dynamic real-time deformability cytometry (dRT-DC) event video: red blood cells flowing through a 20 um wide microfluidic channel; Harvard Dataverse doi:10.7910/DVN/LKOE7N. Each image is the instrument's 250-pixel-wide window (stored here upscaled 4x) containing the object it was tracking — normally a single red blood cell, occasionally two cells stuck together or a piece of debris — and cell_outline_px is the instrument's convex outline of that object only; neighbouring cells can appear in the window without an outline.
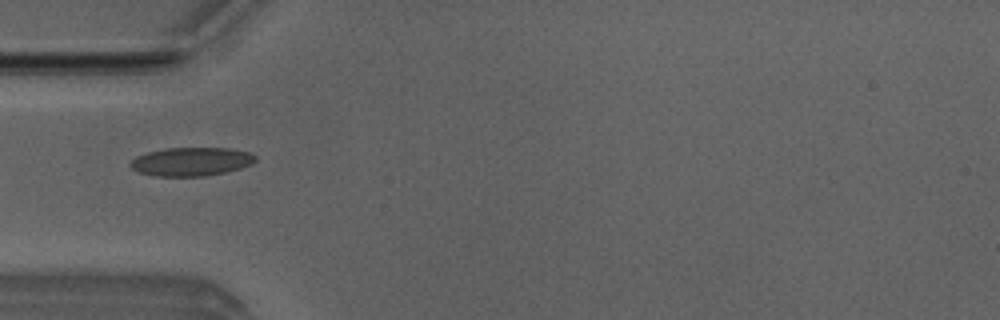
{"species": "Egyptian fruit bat (a non-hibernating species)", "species_latin": "Rousettus aegyptiacus", "temperature_condition": "room temperature", "stored_images_in_passage": 53, "camera_frame_rate_fps": 3000, "um_per_image_px": 0.085, "animal": {"sex": "male"}, "frame": {"image": 1, "passage_image": 17, "time_ms": 5.333, "image_size_px": [1000, 320], "cell_outline_px": [[256, 160], [252, 164], [240, 168], [224, 172], [204, 176], [152, 176], [136, 172], [128, 164], [136, 156], [148, 152], [164, 148], [228, 148], [248, 152], [256, 156]], "centroid_in_image_um": [16.21, 13.74], "position_along_channel_um": 68.8, "area_um2": 20.87}}
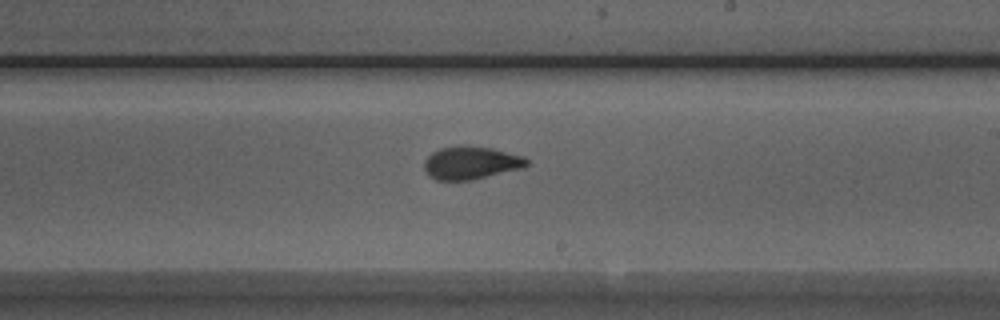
{"frame": {"image": 2, "passage_image": 31, "time_ms": 10.0, "image_size_px": [1000, 320], "cell_outline_px": [[528, 164], [524, 168], [472, 180], [436, 180], [428, 176], [424, 168], [424, 160], [432, 152], [440, 148], [492, 148], [524, 156], [528, 160]], "centroid_in_image_um": [40.04, 13.88], "position_along_channel_um": 249.0, "area_um2": 19.25}}
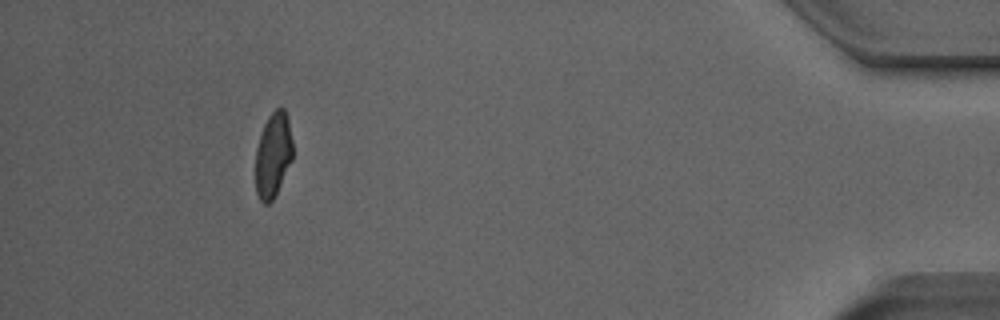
{"frame": {"image": 3, "passage_image": 49, "time_ms": 16.0, "image_size_px": [1000, 320], "cell_outline_px": [[292, 160], [272, 200], [268, 204], [264, 204], [260, 200], [256, 192], [256, 148], [264, 124], [268, 116], [276, 108], [284, 108], [288, 116], [292, 140]], "centroid_in_image_um": [23.21, 13.14], "position_along_channel_um": 412.0, "area_um2": 18.26}, "authors_computed_cell_mechanics": {"area_um2": 19.363, "velocity_mm_per_s": 3.8515, "shape_relaxation_time_tau1_ms": 5.2441, "shape_relaxation_time_tau2_ms": 0.908, "deformation_change_tau1": 0.1546, "deformation_change_tau2": 0.0614}}